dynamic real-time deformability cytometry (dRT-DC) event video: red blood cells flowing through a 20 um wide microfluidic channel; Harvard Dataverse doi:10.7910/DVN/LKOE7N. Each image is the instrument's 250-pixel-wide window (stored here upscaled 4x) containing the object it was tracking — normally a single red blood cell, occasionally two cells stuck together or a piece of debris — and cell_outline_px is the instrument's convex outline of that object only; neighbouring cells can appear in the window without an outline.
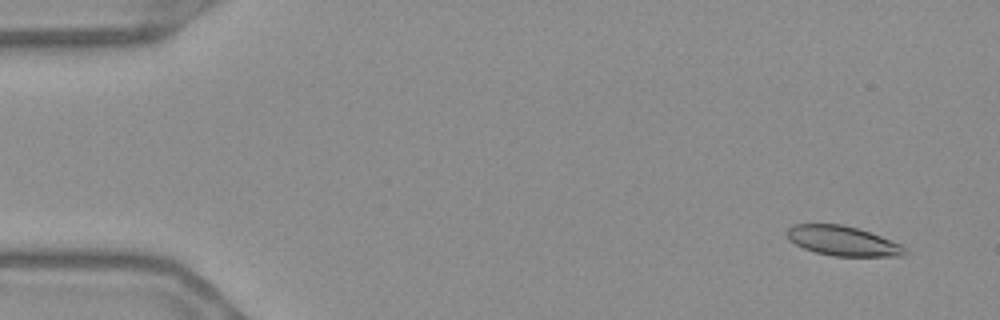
{"species": "Egyptian fruit bat (a non-hibernating species)", "species_latin": "Rousettus aegyptiacus", "temperature_condition": "warm", "stored_images_in_passage": 56, "camera_frame_rate_fps": 3000, "um_per_image_px": 0.085, "frame": {"image": 1, "passage_image": 4, "time_ms": 1.0, "image_size_px": [1000, 320], "cell_outline_px": [[908, 252], [904, 256], [832, 256], [816, 252], [804, 248], [788, 240], [788, 228], [792, 224], [840, 224], [856, 228], [880, 236], [900, 244]], "centroid_in_image_um": [71.62, 20.48], "position_along_channel_um": 13.4, "area_um2": 20.17}}
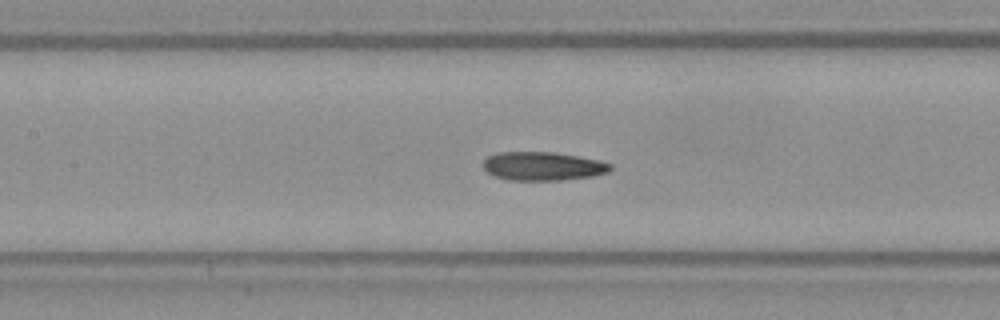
{"frame": {"image": 2, "passage_image": 26, "time_ms": 8.333, "image_size_px": [1000, 320], "cell_outline_px": [[612, 168], [608, 172], [592, 176], [560, 180], [508, 180], [496, 176], [488, 172], [480, 164], [488, 156], [496, 152], [556, 152], [596, 160], [612, 164]], "centroid_in_image_um": [46.1, 14.12], "position_along_channel_um": 161.3, "area_um2": 21.15}}
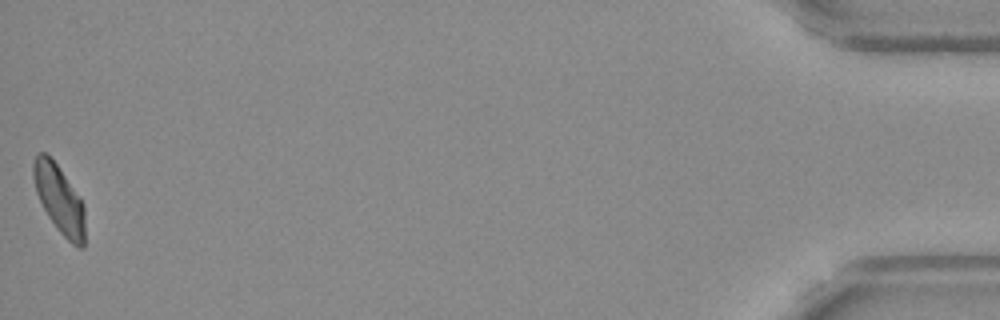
{"frame": {"image": 3, "passage_image": 56, "time_ms": 18.333, "image_size_px": [1000, 320], "cell_outline_px": [[84, 248], [80, 248], [72, 244], [60, 232], [48, 216], [36, 192], [32, 176], [32, 164], [36, 152], [48, 152], [80, 196], [84, 204]], "centroid_in_image_um": [5.02, 16.87], "position_along_channel_um": 430.2, "area_um2": 20.69}, "authors_computed_cell_mechanics": {"area_um2": 21.2415, "velocity_mm_per_s": 3.6697, "shape_relaxation_time_tau1_ms": null, "shape_relaxation_time_tau2_ms": 3.592, "deformation_change_tau1": null, "deformation_change_tau2": 0.0994}}